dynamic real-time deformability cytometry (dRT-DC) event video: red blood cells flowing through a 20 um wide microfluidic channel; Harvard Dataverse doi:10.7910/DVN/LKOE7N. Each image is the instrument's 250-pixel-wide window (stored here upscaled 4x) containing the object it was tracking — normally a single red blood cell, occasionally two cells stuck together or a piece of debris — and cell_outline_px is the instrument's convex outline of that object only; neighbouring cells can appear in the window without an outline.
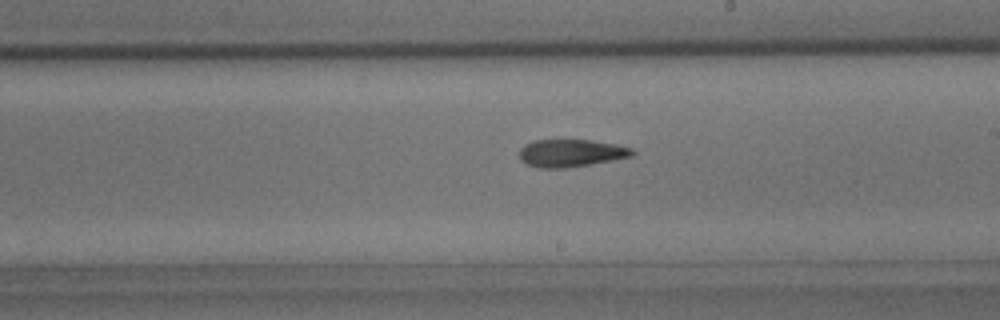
{"species": "common noctule bat (a hibernating species)", "species_latin": "Nyctalus noctula", "temperature_condition": "room temperature", "stored_images_in_passage": 20, "camera_frame_rate_fps": 3000, "um_per_image_px": 0.085, "animal": {"sex": "male", "body_mass_g": 15.6}, "frame": {"image": 1, "passage_image": 12, "time_ms": 3.667, "image_size_px": [1000, 320], "cell_outline_px": [[636, 152], [632, 156], [592, 164], [568, 168], [540, 168], [528, 164], [520, 160], [520, 148], [524, 144], [532, 140], [592, 140], [616, 144], [632, 148]], "centroid_in_image_um": [48.54, 13.01], "position_along_channel_um": 240.5, "area_um2": 18.26}}